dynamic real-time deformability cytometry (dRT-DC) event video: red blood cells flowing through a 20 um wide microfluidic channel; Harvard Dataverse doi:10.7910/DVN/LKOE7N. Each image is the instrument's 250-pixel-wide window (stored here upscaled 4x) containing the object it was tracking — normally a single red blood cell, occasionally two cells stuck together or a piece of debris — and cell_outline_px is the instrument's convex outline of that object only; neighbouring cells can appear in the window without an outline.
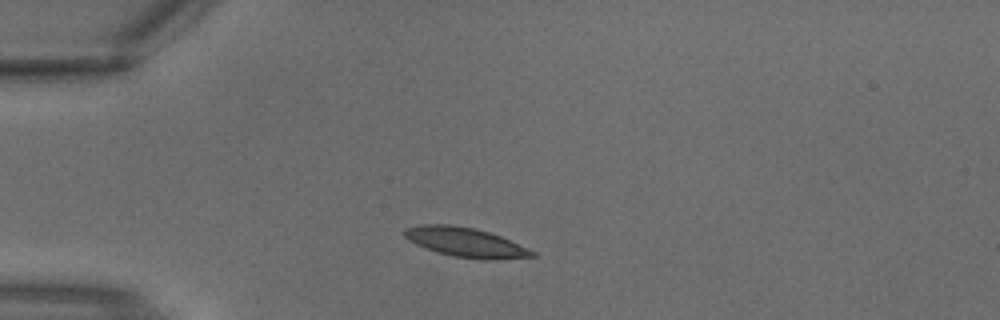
{"species": "common noctule bat (a hibernating species)", "species_latin": "Nyctalus noctula", "temperature_condition": "warm", "stored_images_in_passage": 1, "camera_frame_rate_fps": 3000, "um_per_image_px": 0.085, "animal": {"sex": "male", "body_mass_g": 18.8}, "frame": {"image": 1, "passage_image": 1, "time_ms": 0.0, "image_size_px": [1000, 320], "cell_outline_px": [[536, 256], [496, 260], [484, 260], [452, 256], [436, 252], [416, 244], [408, 240], [404, 236], [404, 232], [408, 228], [420, 224], [448, 224], [472, 228], [488, 232], [500, 236], [536, 252]], "centroid_in_image_um": [39.57, 20.61], "position_along_channel_um": 45.4, "area_um2": 21.73}}